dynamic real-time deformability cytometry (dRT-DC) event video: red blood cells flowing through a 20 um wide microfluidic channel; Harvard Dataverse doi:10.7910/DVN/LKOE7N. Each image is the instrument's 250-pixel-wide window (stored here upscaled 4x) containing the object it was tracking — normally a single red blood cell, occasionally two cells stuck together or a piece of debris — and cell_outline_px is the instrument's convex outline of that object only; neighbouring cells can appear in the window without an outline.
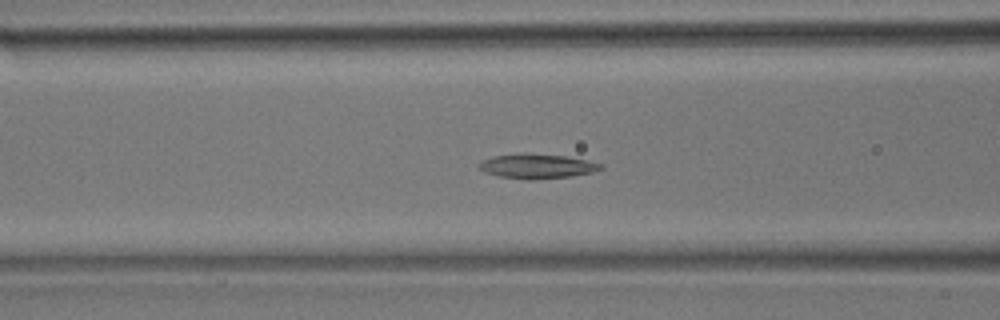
{"species": "common noctule bat (a hibernating species)", "species_latin": "Nyctalus noctula", "temperature_condition": "room temperature", "stored_images_in_passage": 39, "camera_frame_rate_fps": 3000, "um_per_image_px": 0.085, "animal": {"sex": "male", "body_mass_g": 17.9}, "frame": {"image": 1, "passage_image": 11, "time_ms": 3.333, "image_size_px": [1000, 320], "cell_outline_px": [[604, 168], [592, 172], [572, 176], [528, 180], [500, 176], [484, 172], [476, 168], [476, 164], [492, 156], [524, 152], [564, 156], [588, 160], [604, 164]], "centroid_in_image_um": [45.62, 14.11], "position_along_channel_um": 121.0, "area_um2": 17.69}}
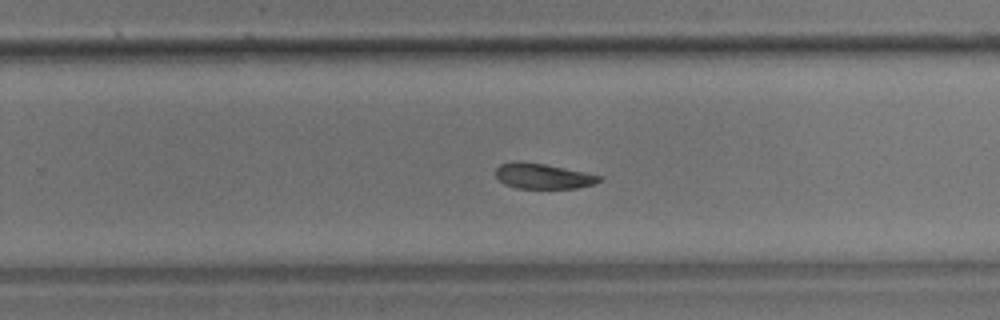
{"frame": {"image": 2, "passage_image": 22, "time_ms": 7.0, "image_size_px": [1000, 320], "cell_outline_px": [[604, 180], [592, 184], [576, 188], [516, 188], [504, 184], [496, 176], [496, 168], [500, 164], [516, 160], [520, 160], [544, 164], [604, 176]], "centroid_in_image_um": [46.15, 14.96], "position_along_channel_um": 283.7, "area_um2": 15.37}}
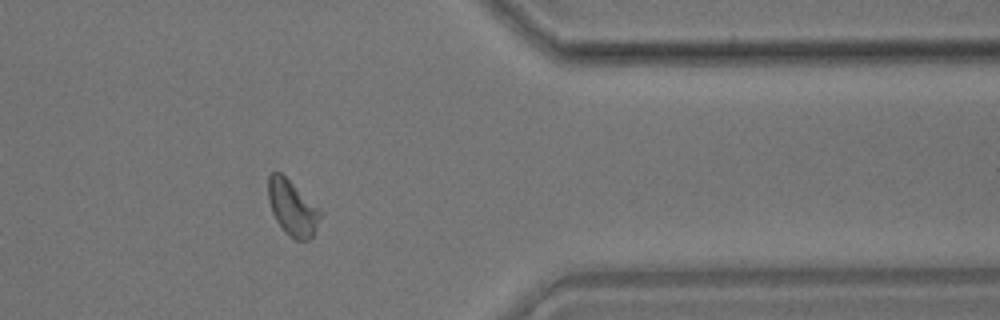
{"frame": {"image": 3, "passage_image": 30, "time_ms": 9.667, "image_size_px": [1000, 320], "cell_outline_px": [[324, 212], [312, 236], [308, 240], [296, 240], [284, 232], [276, 220], [272, 212], [268, 200], [268, 176], [272, 172], [280, 172], [320, 208]], "centroid_in_image_um": [24.86, 17.68], "position_along_channel_um": 386.5, "area_um2": 16.88}}